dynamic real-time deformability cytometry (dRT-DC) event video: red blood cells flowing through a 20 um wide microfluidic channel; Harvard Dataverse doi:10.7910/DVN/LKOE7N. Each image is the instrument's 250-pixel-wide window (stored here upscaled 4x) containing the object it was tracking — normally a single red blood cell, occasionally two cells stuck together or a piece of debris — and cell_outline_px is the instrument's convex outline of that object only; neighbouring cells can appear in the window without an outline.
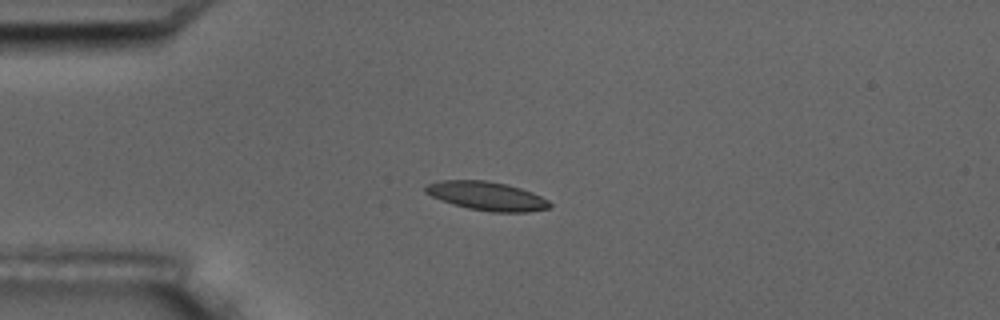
{"species": "common noctule bat (a hibernating species)", "species_latin": "Nyctalus noctula", "temperature_condition": "room temperature", "stored_images_in_passage": 4, "camera_frame_rate_fps": 3000, "um_per_image_px": 0.085, "animal": {"sex": "male", "body_mass_g": 17.5, "forearm_length_mm": 52.3}, "frame": {"image": 1, "passage_image": 2, "time_ms": 2.0, "image_size_px": [1000, 320], "cell_outline_px": [[552, 204], [548, 208], [528, 212], [492, 212], [468, 208], [452, 204], [440, 200], [424, 192], [424, 184], [440, 180], [488, 180], [508, 184], [532, 192], [548, 200]], "centroid_in_image_um": [41.34, 16.65], "position_along_channel_um": 43.7, "area_um2": 20.98}}